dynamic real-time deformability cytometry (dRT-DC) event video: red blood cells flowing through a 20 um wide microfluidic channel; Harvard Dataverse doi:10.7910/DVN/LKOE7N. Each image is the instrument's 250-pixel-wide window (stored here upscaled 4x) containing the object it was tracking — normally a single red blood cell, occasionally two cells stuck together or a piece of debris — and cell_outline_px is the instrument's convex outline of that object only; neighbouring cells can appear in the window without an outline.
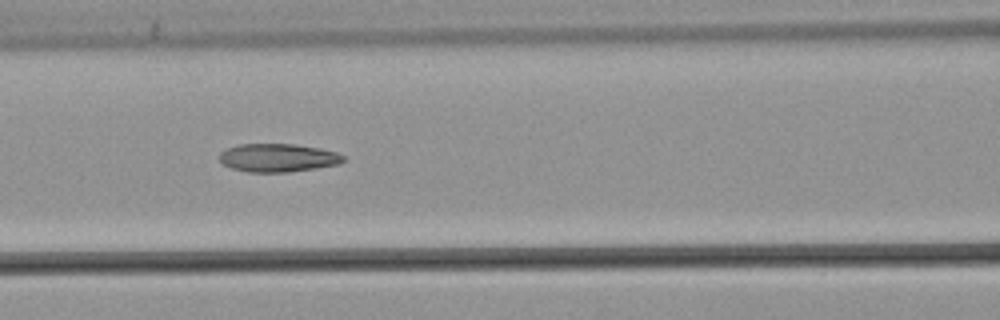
{"species": "common noctule bat (a hibernating species)", "species_latin": "Nyctalus noctula", "temperature_condition": "warm", "stored_images_in_passage": 27, "camera_frame_rate_fps": 3000, "um_per_image_px": 0.085, "animal": {"sex": "male", "body_mass_g": 21.5, "forearm_length_mm": 52.0}, "frame": {"image": 1, "passage_image": 12, "time_ms": 3.667, "image_size_px": [1000, 320], "cell_outline_px": [[344, 160], [340, 164], [316, 168], [288, 172], [248, 172], [232, 168], [224, 164], [220, 160], [220, 152], [228, 148], [240, 144], [296, 144], [320, 148], [336, 152], [344, 156]], "centroid_in_image_um": [23.65, 13.41], "position_along_channel_um": 143.0, "area_um2": 20.35}}
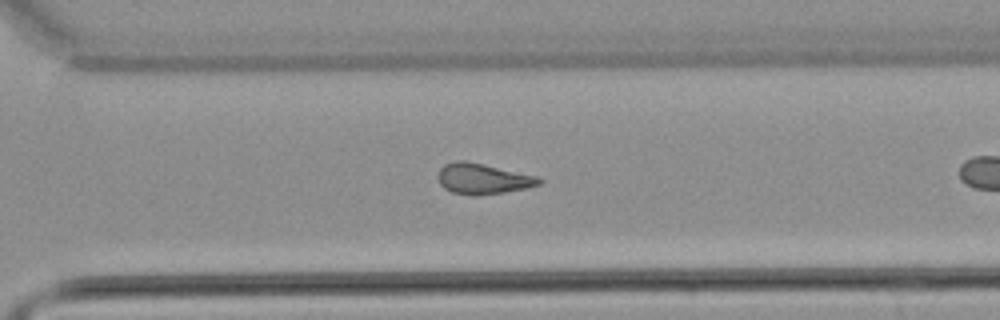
{"frame": {"image": 2, "passage_image": 23, "time_ms": 7.333, "image_size_px": [1000, 320], "cell_outline_px": [[544, 180], [540, 184], [528, 188], [504, 192], [476, 196], [472, 196], [452, 192], [444, 188], [440, 184], [436, 176], [440, 168], [444, 164], [456, 160], [464, 160], [484, 164], [536, 176]], "centroid_in_image_um": [41.01, 15.2], "position_along_channel_um": 329.6, "area_um2": 18.21}}